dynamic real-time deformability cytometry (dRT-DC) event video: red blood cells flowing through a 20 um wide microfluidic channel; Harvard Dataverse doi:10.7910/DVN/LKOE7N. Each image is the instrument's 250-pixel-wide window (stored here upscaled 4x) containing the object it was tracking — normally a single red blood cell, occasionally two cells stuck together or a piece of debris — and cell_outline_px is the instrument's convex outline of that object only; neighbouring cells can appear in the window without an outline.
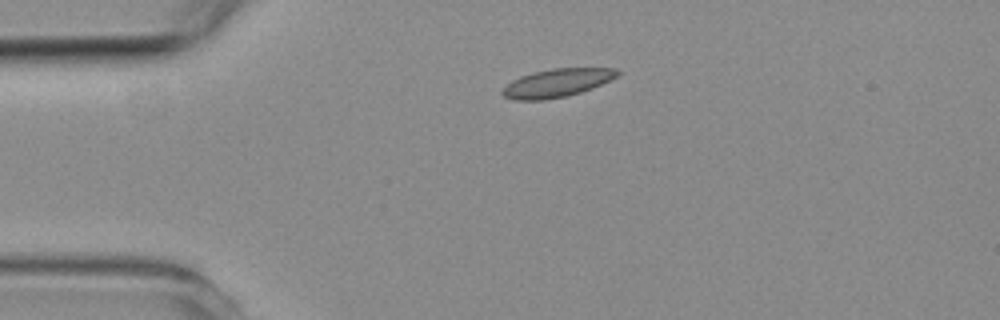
{"species": "common noctule bat (a hibernating species)", "species_latin": "Nyctalus noctula", "temperature_condition": "room temperature", "stored_images_in_passage": 3, "segment_of_instrument_passage": [1, 2], "camera_frame_rate_fps": 3000, "um_per_image_px": 0.085, "animal": {"sex": "female", "body_mass_g": 19.3, "forearm_length_mm": 54.1}, "frame": {"image": 1, "passage_image": 1, "time_ms": 0.0, "image_size_px": [1000, 320], "cell_outline_px": [[620, 72], [616, 76], [592, 88], [568, 96], [540, 100], [516, 100], [504, 96], [500, 92], [512, 80], [520, 76], [532, 72], [552, 68], [616, 68]], "centroid_in_image_um": [47.31, 7.04], "position_along_channel_um": 37.7, "area_um2": 18.73}}